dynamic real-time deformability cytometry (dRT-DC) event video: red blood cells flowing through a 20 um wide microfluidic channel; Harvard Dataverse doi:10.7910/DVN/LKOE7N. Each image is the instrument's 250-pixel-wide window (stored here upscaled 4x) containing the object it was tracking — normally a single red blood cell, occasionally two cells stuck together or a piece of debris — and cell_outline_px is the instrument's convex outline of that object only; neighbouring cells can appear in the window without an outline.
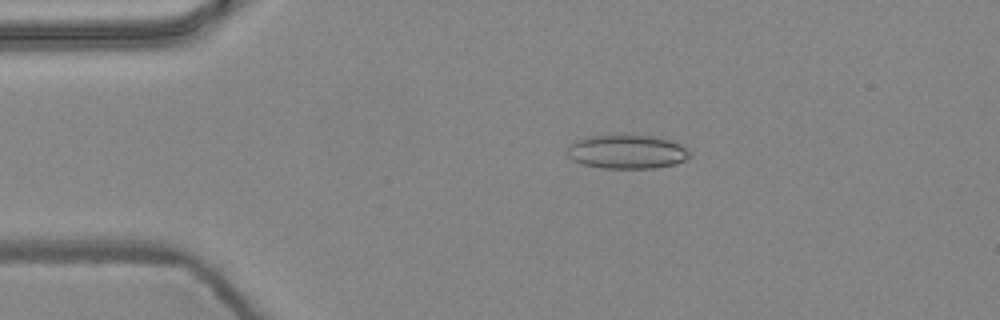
{"species": "common noctule bat (a hibernating species)", "species_latin": "Nyctalus noctula", "temperature_condition": "warm", "stored_images_in_passage": 8, "camera_frame_rate_fps": 3000, "um_per_image_px": 0.085, "animal": {"sex": "female", "body_mass_g": 24.6, "forearm_length_mm": 56.2}, "frame": {"image": 1, "passage_image": 3, "time_ms": 0.667, "image_size_px": [1000, 320], "cell_outline_px": [[692, 156], [676, 164], [656, 168], [604, 168], [584, 164], [572, 160], [564, 152], [568, 144], [572, 140], [584, 136], [612, 132], [656, 136], [680, 144]], "centroid_in_image_um": [53.18, 12.84], "position_along_channel_um": 31.8, "area_um2": 25.32}}
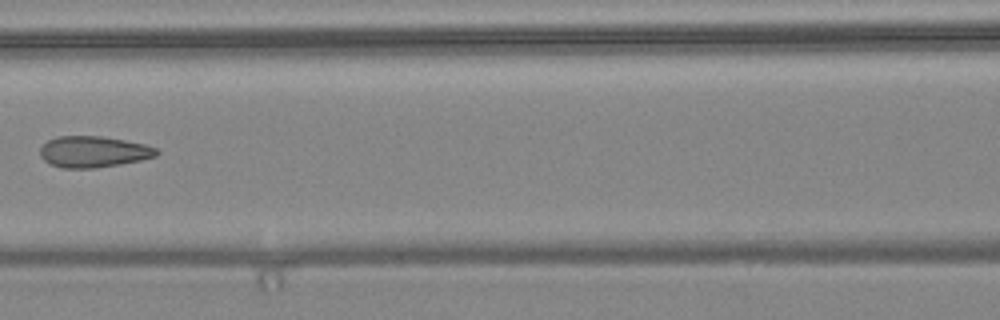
{"frame": {"image": 2, "passage_image": 7, "time_ms": 2.0, "image_size_px": [1000, 320], "cell_outline_px": [[160, 152], [156, 156], [140, 160], [120, 164], [96, 168], [60, 168], [48, 164], [40, 156], [40, 148], [48, 140], [56, 136], [100, 136], [124, 140], [144, 144], [156, 148]], "centroid_in_image_um": [7.91, 12.9], "position_along_channel_um": 158.7, "area_um2": 21.27}}
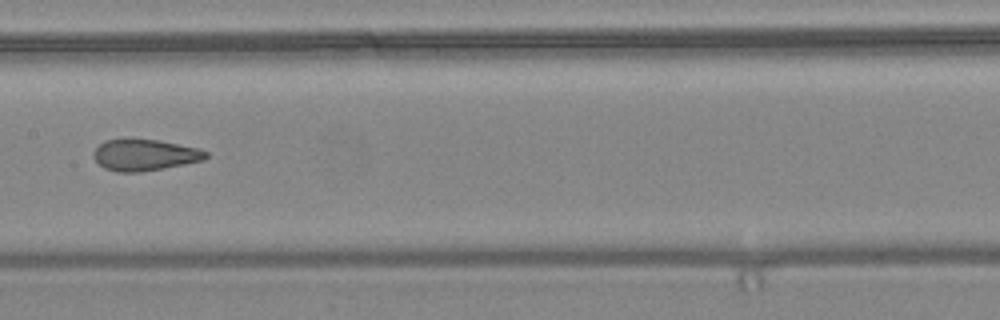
{"frame": {"image": 3, "passage_image": 8, "time_ms": 2.333, "image_size_px": [1000, 320], "cell_outline_px": [[208, 156], [204, 160], [184, 164], [140, 172], [116, 172], [104, 168], [92, 156], [92, 152], [104, 140], [160, 140], [200, 148], [208, 152]], "centroid_in_image_um": [12.32, 13.18], "position_along_channel_um": 195.1, "area_um2": 20.4}}